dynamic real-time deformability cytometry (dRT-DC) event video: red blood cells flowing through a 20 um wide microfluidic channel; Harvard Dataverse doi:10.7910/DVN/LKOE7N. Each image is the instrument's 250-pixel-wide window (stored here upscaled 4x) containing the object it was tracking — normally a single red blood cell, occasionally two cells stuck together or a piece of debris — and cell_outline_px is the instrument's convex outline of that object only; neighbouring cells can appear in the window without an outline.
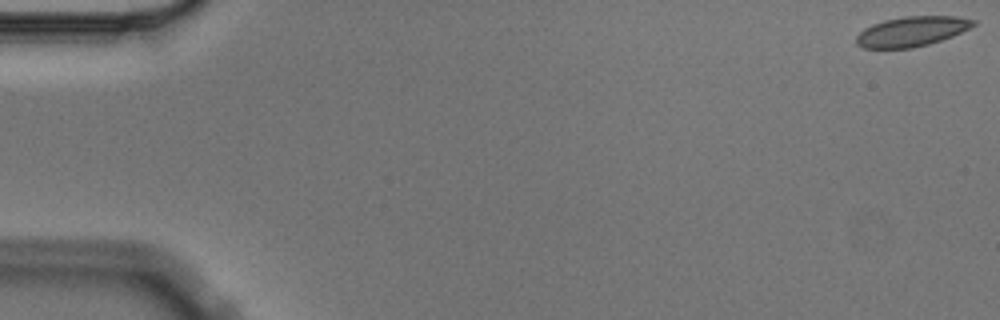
{"species": "Egyptian fruit bat (a non-hibernating species)", "species_latin": "Rousettus aegyptiacus", "temperature_condition": "cold", "stored_images_in_passage": 6, "camera_frame_rate_fps": 3000, "um_per_image_px": 0.085, "animal": {"sex": "male"}, "frame": {"image": 1, "passage_image": 1, "time_ms": 0.0, "image_size_px": [1000, 320], "cell_outline_px": [[976, 24], [952, 36], [928, 44], [912, 48], [864, 48], [856, 44], [856, 36], [864, 28], [872, 24], [884, 20], [904, 16], [956, 16], [976, 20]], "centroid_in_image_um": [77.47, 2.66], "position_along_channel_um": 7.5, "area_um2": 20.29}}
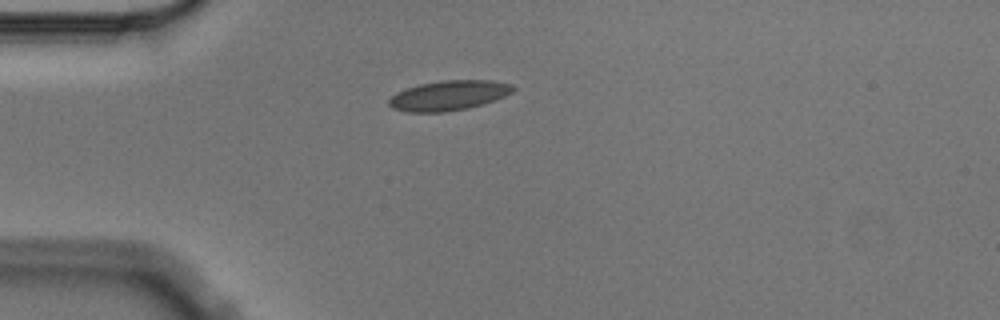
{"frame": {"image": 2, "passage_image": 5, "time_ms": 1.333, "image_size_px": [1000, 320], "cell_outline_px": [[516, 88], [512, 92], [496, 100], [484, 104], [468, 108], [444, 112], [408, 112], [392, 108], [388, 104], [388, 100], [396, 92], [420, 84], [444, 80], [492, 80], [512, 84]], "centroid_in_image_um": [38.16, 8.11], "position_along_channel_um": 46.8, "area_um2": 21.68}}
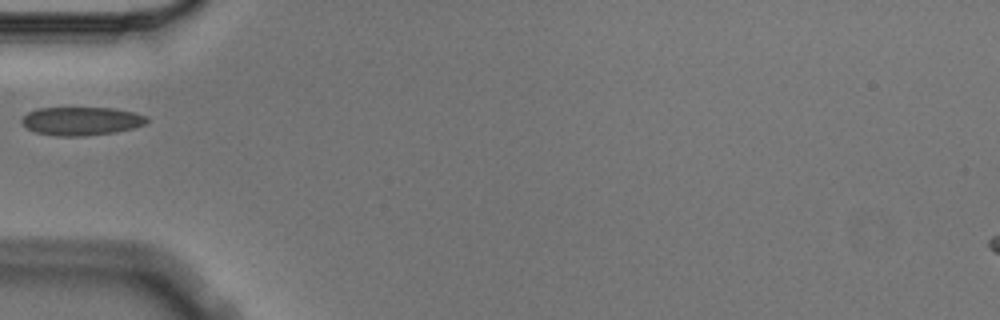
{"frame": {"image": 3, "passage_image": 6, "time_ms": 1.667, "image_size_px": [1000, 320], "cell_outline_px": [[148, 124], [116, 132], [84, 136], [56, 136], [36, 132], [28, 128], [20, 120], [28, 112], [36, 108], [116, 108], [136, 112], [148, 116]], "centroid_in_image_um": [6.97, 10.28], "position_along_channel_um": 78.0, "area_um2": 20.87}}